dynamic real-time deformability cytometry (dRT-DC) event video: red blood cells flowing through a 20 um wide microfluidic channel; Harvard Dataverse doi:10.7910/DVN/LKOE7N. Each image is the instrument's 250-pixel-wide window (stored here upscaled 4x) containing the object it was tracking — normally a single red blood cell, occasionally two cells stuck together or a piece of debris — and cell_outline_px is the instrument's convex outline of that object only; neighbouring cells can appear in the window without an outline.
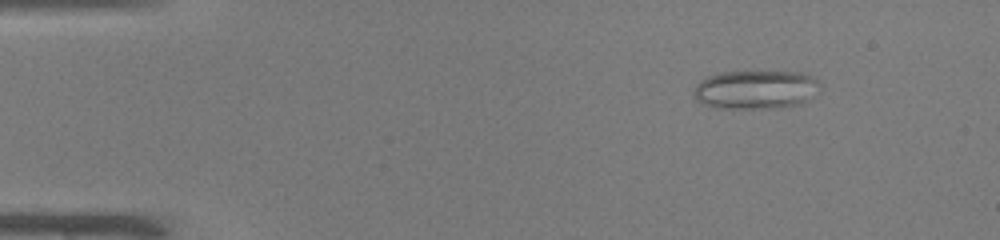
{"species": "common noctule bat (a hibernating species)", "species_latin": "Nyctalus noctula", "temperature_condition": "warm", "stored_images_in_passage": 44, "camera_frame_rate_fps": 3000, "um_per_image_px": 0.085, "animal": {"sex": "male", "body_mass_g": 19.0, "forearm_length_mm": 50.8}, "frame": {"image": 1, "passage_image": 1, "time_ms": 0.0, "image_size_px": [1000, 240], "cell_outline_px": [[820, 84], [808, 100], [800, 104], [772, 108], [716, 108], [700, 104], [696, 100], [696, 84], [700, 80], [708, 76], [724, 72], [804, 72], [812, 76]], "centroid_in_image_um": [64.21, 7.62], "position_along_channel_um": 20.8, "area_um2": 28.26}}
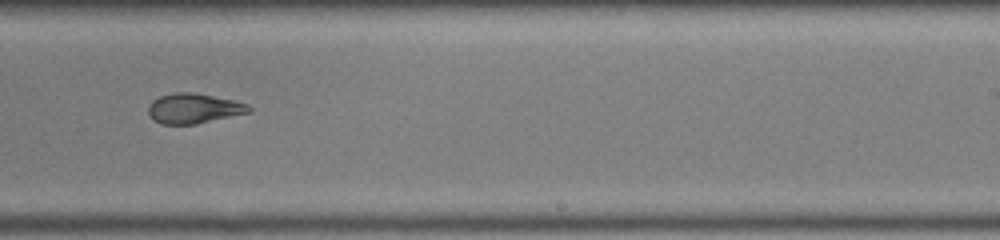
{"frame": {"image": 2, "passage_image": 26, "time_ms": 8.333, "image_size_px": [1000, 240], "cell_outline_px": [[252, 112], [196, 124], [160, 124], [148, 112], [148, 104], [152, 100], [160, 96], [172, 92], [192, 92], [232, 100], [248, 104], [252, 108]], "centroid_in_image_um": [16.48, 9.21], "position_along_channel_um": 272.5, "area_um2": 17.57}}
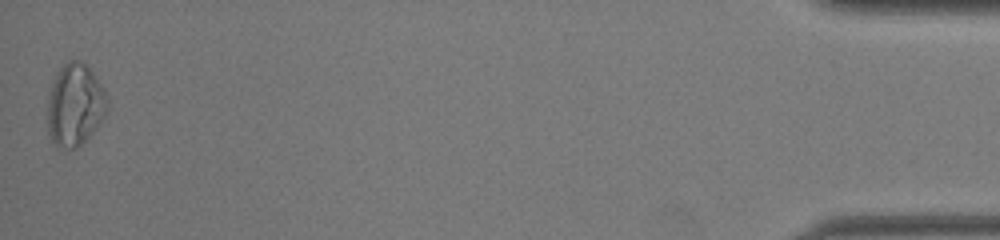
{"frame": {"image": 3, "passage_image": 44, "time_ms": 14.333, "image_size_px": [1000, 240], "cell_outline_px": [[108, 108], [104, 116], [92, 132], [80, 144], [72, 148], [56, 148], [48, 132], [48, 92], [52, 80], [56, 72], [68, 60], [80, 60], [88, 64], [100, 84], [108, 100]], "centroid_in_image_um": [6.34, 8.87], "position_along_channel_um": 428.9, "area_um2": 28.67}, "authors_computed_cell_mechanics": {"area_um2": 20.3745, "velocity_mm_per_s": 4.0888, "shape_relaxation_time_tau1_ms": null, "shape_relaxation_time_tau2_ms": 1.4736, "deformation_change_tau1": null, "deformation_change_tau2": 0.0905}}